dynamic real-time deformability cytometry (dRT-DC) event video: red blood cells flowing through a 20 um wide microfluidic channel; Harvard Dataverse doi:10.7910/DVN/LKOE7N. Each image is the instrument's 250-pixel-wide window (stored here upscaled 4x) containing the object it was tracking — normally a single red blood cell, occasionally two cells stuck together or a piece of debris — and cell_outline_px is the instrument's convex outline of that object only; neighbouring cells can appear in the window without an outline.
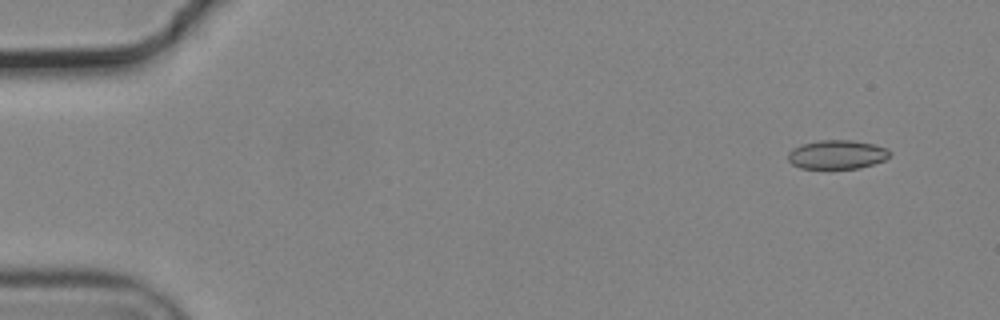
{"species": "common noctule bat (a hibernating species)", "species_latin": "Nyctalus noctula", "temperature_condition": "cold", "stored_images_in_passage": 11, "camera_frame_rate_fps": 3000, "um_per_image_px": 0.085, "animal": {"sex": "male", "body_mass_g": 19.2, "forearm_length_mm": 51.8}, "frame": {"image": 1, "passage_image": 3, "time_ms": 0.667, "image_size_px": [1000, 320], "cell_outline_px": [[892, 152], [884, 160], [860, 168], [800, 168], [792, 164], [788, 160], [788, 152], [792, 148], [800, 144], [820, 140], [852, 140], [876, 144]], "centroid_in_image_um": [71.12, 13.12], "position_along_channel_um": 13.9, "area_um2": 17.17}}